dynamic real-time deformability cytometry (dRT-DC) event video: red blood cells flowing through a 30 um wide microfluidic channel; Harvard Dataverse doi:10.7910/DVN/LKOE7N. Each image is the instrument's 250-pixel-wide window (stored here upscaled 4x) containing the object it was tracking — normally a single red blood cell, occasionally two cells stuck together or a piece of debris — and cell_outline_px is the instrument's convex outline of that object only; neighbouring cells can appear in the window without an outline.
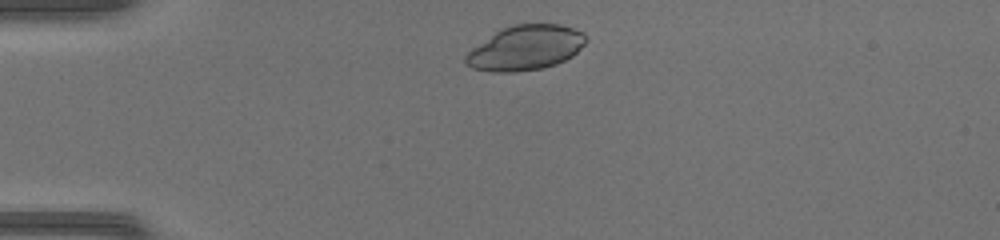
{"species": "common noctule bat (a hibernating species)", "species_latin": "Nyctalus noctula", "temperature_condition": "warm", "stored_images_in_passage": 40, "camera_frame_rate_fps": 3000, "um_per_image_px": 0.085, "animal": {"sex": "female", "body_mass_g": 17.0, "forearm_length_mm": 48.0}, "frame": {"image": 1, "passage_image": 3, "time_ms": 0.667, "image_size_px": [1000, 240], "cell_outline_px": [[588, 40], [572, 56], [556, 64], [540, 68], [516, 72], [492, 72], [472, 68], [464, 64], [464, 56], [472, 48], [496, 32], [512, 24], [560, 24], [584, 32], [588, 36]], "centroid_in_image_um": [44.67, 4.07], "position_along_channel_um": 40.3, "area_um2": 31.33}}
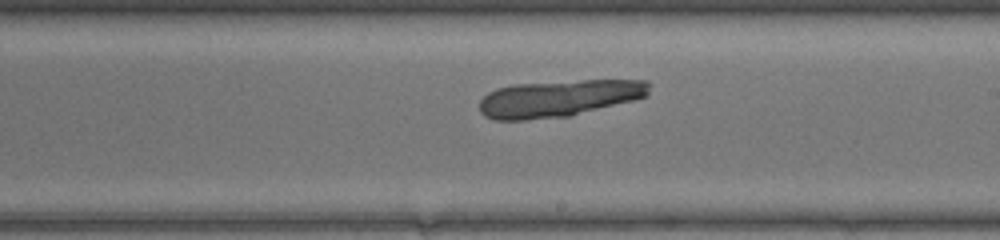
{"frame": {"image": 2, "passage_image": 20, "time_ms": 6.333, "image_size_px": [1000, 240], "cell_outline_px": [[648, 96], [572, 116], [528, 120], [492, 120], [484, 116], [480, 112], [480, 100], [488, 92], [496, 88], [516, 84], [580, 80], [648, 80]], "centroid_in_image_um": [47.47, 8.37], "position_along_channel_um": 241.5, "area_um2": 36.65}}
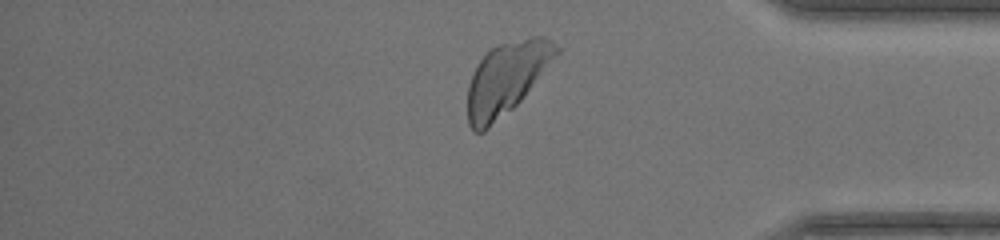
{"frame": {"image": 3, "passage_image": 32, "time_ms": 10.333, "image_size_px": [1000, 240], "cell_outline_px": [[560, 52], [520, 100], [512, 108], [484, 132], [472, 132], [468, 124], [468, 84], [472, 72], [480, 60], [492, 48], [500, 44], [532, 36], [544, 36], [552, 40], [560, 48]], "centroid_in_image_um": [43.04, 6.65], "position_along_channel_um": 392.2, "area_um2": 36.88}}